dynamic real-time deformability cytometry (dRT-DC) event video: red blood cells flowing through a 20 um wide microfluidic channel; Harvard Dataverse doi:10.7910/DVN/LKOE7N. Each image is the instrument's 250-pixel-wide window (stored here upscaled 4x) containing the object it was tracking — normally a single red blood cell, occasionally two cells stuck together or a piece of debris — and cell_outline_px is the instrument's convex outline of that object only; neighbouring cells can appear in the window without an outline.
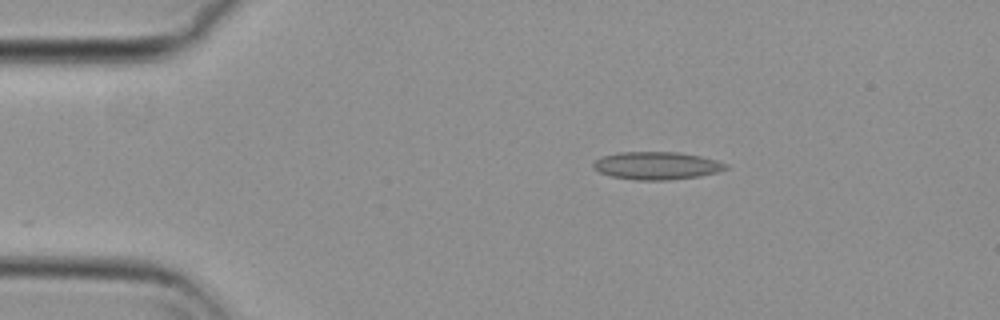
{"species": "common noctule bat (a hibernating species)", "species_latin": "Nyctalus noctula", "temperature_condition": "cold", "stored_images_in_passage": 46, "camera_frame_rate_fps": 3000, "um_per_image_px": 0.085, "animal": {"sex": "female", "body_mass_g": 29.2, "forearm_length_mm": 56.3}, "frame": {"image": 1, "passage_image": 1, "time_ms": 0.0, "image_size_px": [1000, 320], "cell_outline_px": [[728, 168], [716, 172], [700, 176], [668, 180], [636, 180], [612, 176], [600, 172], [592, 168], [592, 164], [596, 160], [604, 156], [616, 152], [676, 152], [700, 156], [716, 160], [728, 164]], "centroid_in_image_um": [55.81, 14.08], "position_along_channel_um": 29.2, "area_um2": 21.33}}
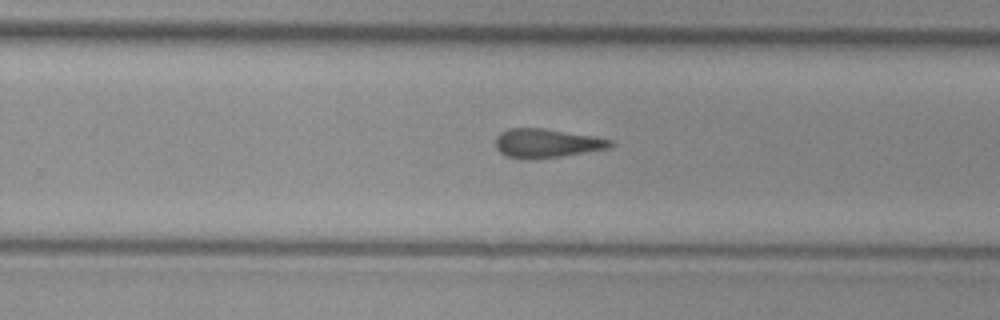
{"frame": {"image": 2, "passage_image": 26, "time_ms": 8.333, "image_size_px": [1000, 320], "cell_outline_px": [[612, 148], [560, 156], [528, 160], [520, 160], [508, 156], [500, 152], [496, 148], [496, 136], [500, 132], [508, 128], [544, 128], [596, 136], [612, 140]], "centroid_in_image_um": [46.46, 12.17], "position_along_channel_um": 283.3, "area_um2": 19.59}}
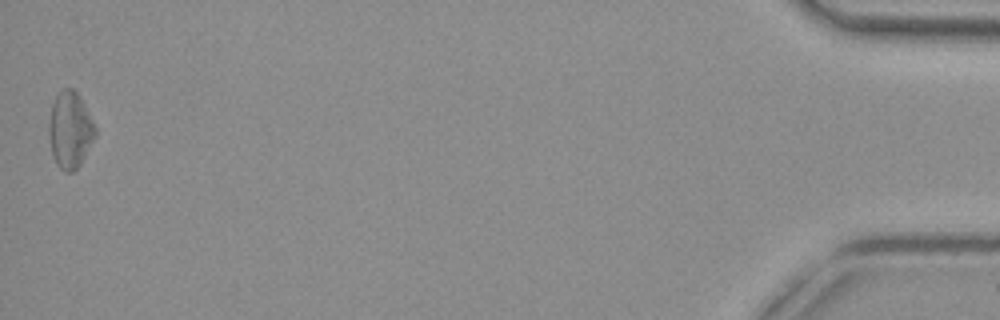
{"frame": {"image": 3, "passage_image": 46, "time_ms": 15.0, "image_size_px": [1000, 320], "cell_outline_px": [[96, 136], [80, 164], [72, 172], [64, 172], [56, 164], [52, 152], [48, 132], [48, 124], [52, 104], [56, 96], [64, 88], [72, 88], [80, 96], [96, 128]], "centroid_in_image_um": [5.95, 11.05], "position_along_channel_um": 429.2, "area_um2": 20.52}, "authors_computed_cell_mechanics": {"area_um2": 19.5942, "velocity_mm_per_s": 3.7056, "shape_relaxation_time_tau1_ms": null, "shape_relaxation_time_tau2_ms": 5.6962, "deformation_change_tau1": null, "deformation_change_tau2": 0.1636}}